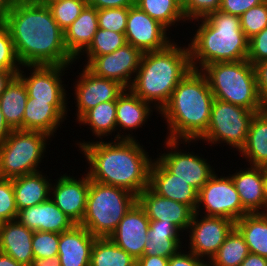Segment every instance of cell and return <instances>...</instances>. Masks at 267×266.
Masks as SVG:
<instances>
[{"label":"cell","mask_w":267,"mask_h":266,"mask_svg":"<svg viewBox=\"0 0 267 266\" xmlns=\"http://www.w3.org/2000/svg\"><path fill=\"white\" fill-rule=\"evenodd\" d=\"M5 23L22 66L76 64L65 47L64 31L48 6L34 2H15Z\"/></svg>","instance_id":"1"},{"label":"cell","mask_w":267,"mask_h":266,"mask_svg":"<svg viewBox=\"0 0 267 266\" xmlns=\"http://www.w3.org/2000/svg\"><path fill=\"white\" fill-rule=\"evenodd\" d=\"M93 139L75 141L89 166L85 171L90 180L127 189L137 196L149 186L154 159L138 139Z\"/></svg>","instance_id":"2"},{"label":"cell","mask_w":267,"mask_h":266,"mask_svg":"<svg viewBox=\"0 0 267 266\" xmlns=\"http://www.w3.org/2000/svg\"><path fill=\"white\" fill-rule=\"evenodd\" d=\"M214 99L206 77L192 69L159 112L166 121L165 139L197 141L208 128Z\"/></svg>","instance_id":"3"},{"label":"cell","mask_w":267,"mask_h":266,"mask_svg":"<svg viewBox=\"0 0 267 266\" xmlns=\"http://www.w3.org/2000/svg\"><path fill=\"white\" fill-rule=\"evenodd\" d=\"M190 23L196 26L192 25L196 30L187 44L193 70L217 62L247 60L249 39L241 29L239 16L218 10Z\"/></svg>","instance_id":"4"},{"label":"cell","mask_w":267,"mask_h":266,"mask_svg":"<svg viewBox=\"0 0 267 266\" xmlns=\"http://www.w3.org/2000/svg\"><path fill=\"white\" fill-rule=\"evenodd\" d=\"M175 40L162 50L143 53L130 89L158 112L169 102L179 82L192 70L188 45Z\"/></svg>","instance_id":"5"},{"label":"cell","mask_w":267,"mask_h":266,"mask_svg":"<svg viewBox=\"0 0 267 266\" xmlns=\"http://www.w3.org/2000/svg\"><path fill=\"white\" fill-rule=\"evenodd\" d=\"M200 72L215 99L255 113L267 108L258 91L255 68L248 60L208 64Z\"/></svg>","instance_id":"6"},{"label":"cell","mask_w":267,"mask_h":266,"mask_svg":"<svg viewBox=\"0 0 267 266\" xmlns=\"http://www.w3.org/2000/svg\"><path fill=\"white\" fill-rule=\"evenodd\" d=\"M136 202L137 195L127 189L90 180L80 226L97 238H109Z\"/></svg>","instance_id":"7"},{"label":"cell","mask_w":267,"mask_h":266,"mask_svg":"<svg viewBox=\"0 0 267 266\" xmlns=\"http://www.w3.org/2000/svg\"><path fill=\"white\" fill-rule=\"evenodd\" d=\"M51 141L40 131L13 130L0 146V177L12 179L40 171Z\"/></svg>","instance_id":"8"},{"label":"cell","mask_w":267,"mask_h":266,"mask_svg":"<svg viewBox=\"0 0 267 266\" xmlns=\"http://www.w3.org/2000/svg\"><path fill=\"white\" fill-rule=\"evenodd\" d=\"M255 115L241 106L214 99L210 122L206 132L197 140L212 146L223 143L229 149L240 150L244 147L250 122Z\"/></svg>","instance_id":"9"},{"label":"cell","mask_w":267,"mask_h":266,"mask_svg":"<svg viewBox=\"0 0 267 266\" xmlns=\"http://www.w3.org/2000/svg\"><path fill=\"white\" fill-rule=\"evenodd\" d=\"M218 175V171L215 172L198 191V203L194 212L236 222L249 213L241 204L231 176Z\"/></svg>","instance_id":"10"},{"label":"cell","mask_w":267,"mask_h":266,"mask_svg":"<svg viewBox=\"0 0 267 266\" xmlns=\"http://www.w3.org/2000/svg\"><path fill=\"white\" fill-rule=\"evenodd\" d=\"M196 144L197 141H179L164 139L163 148L166 149L163 154L160 152L157 159L174 175L184 180L197 191H199L204 184L216 172L213 165H210V160L205 159L201 154L185 151L184 148ZM183 144L182 146H180ZM187 144H189L187 146ZM174 150V151H173ZM159 156V157H158Z\"/></svg>","instance_id":"11"},{"label":"cell","mask_w":267,"mask_h":266,"mask_svg":"<svg viewBox=\"0 0 267 266\" xmlns=\"http://www.w3.org/2000/svg\"><path fill=\"white\" fill-rule=\"evenodd\" d=\"M234 228L232 220L194 212L186 233V238H190L186 239L187 249L208 263Z\"/></svg>","instance_id":"12"},{"label":"cell","mask_w":267,"mask_h":266,"mask_svg":"<svg viewBox=\"0 0 267 266\" xmlns=\"http://www.w3.org/2000/svg\"><path fill=\"white\" fill-rule=\"evenodd\" d=\"M143 52L125 44L110 54L94 57L86 67L96 76L104 77L129 89L140 66Z\"/></svg>","instance_id":"13"},{"label":"cell","mask_w":267,"mask_h":266,"mask_svg":"<svg viewBox=\"0 0 267 266\" xmlns=\"http://www.w3.org/2000/svg\"><path fill=\"white\" fill-rule=\"evenodd\" d=\"M71 67L49 65L21 66L17 75L26 85L29 98L41 101H68L70 97H67L68 91L66 90L67 87H65L67 85L64 83L63 76L65 71L69 70V68L72 69ZM26 73H29V75H26Z\"/></svg>","instance_id":"14"},{"label":"cell","mask_w":267,"mask_h":266,"mask_svg":"<svg viewBox=\"0 0 267 266\" xmlns=\"http://www.w3.org/2000/svg\"><path fill=\"white\" fill-rule=\"evenodd\" d=\"M169 33L170 30L138 6L128 7L127 26L124 33L127 44L140 49L143 53L162 50L174 41L170 39Z\"/></svg>","instance_id":"15"},{"label":"cell","mask_w":267,"mask_h":266,"mask_svg":"<svg viewBox=\"0 0 267 266\" xmlns=\"http://www.w3.org/2000/svg\"><path fill=\"white\" fill-rule=\"evenodd\" d=\"M82 71L73 83L74 87V103L76 104V119L77 121L91 108L96 107L102 102L117 100L118 96L125 88L116 81L99 77L93 74L86 66H83Z\"/></svg>","instance_id":"16"},{"label":"cell","mask_w":267,"mask_h":266,"mask_svg":"<svg viewBox=\"0 0 267 266\" xmlns=\"http://www.w3.org/2000/svg\"><path fill=\"white\" fill-rule=\"evenodd\" d=\"M60 175L51 183L50 198L76 225H80L86 209L89 175L86 171L79 178L73 173Z\"/></svg>","instance_id":"17"},{"label":"cell","mask_w":267,"mask_h":266,"mask_svg":"<svg viewBox=\"0 0 267 266\" xmlns=\"http://www.w3.org/2000/svg\"><path fill=\"white\" fill-rule=\"evenodd\" d=\"M149 222L145 210L136 202L109 239L137 260L144 254Z\"/></svg>","instance_id":"18"},{"label":"cell","mask_w":267,"mask_h":266,"mask_svg":"<svg viewBox=\"0 0 267 266\" xmlns=\"http://www.w3.org/2000/svg\"><path fill=\"white\" fill-rule=\"evenodd\" d=\"M153 111L159 114L149 102L140 99L130 88L125 89L116 100V124L118 132L113 136L114 140L137 139L135 138L137 136L133 134L137 129L142 128V126L148 123L147 121L153 115Z\"/></svg>","instance_id":"19"},{"label":"cell","mask_w":267,"mask_h":266,"mask_svg":"<svg viewBox=\"0 0 267 266\" xmlns=\"http://www.w3.org/2000/svg\"><path fill=\"white\" fill-rule=\"evenodd\" d=\"M137 202L150 221L172 223L184 234L188 231L194 211L187 205L159 196L149 186L138 196Z\"/></svg>","instance_id":"20"},{"label":"cell","mask_w":267,"mask_h":266,"mask_svg":"<svg viewBox=\"0 0 267 266\" xmlns=\"http://www.w3.org/2000/svg\"><path fill=\"white\" fill-rule=\"evenodd\" d=\"M67 102L41 101L28 97L23 115V130L40 131L55 137L58 127H61L69 115Z\"/></svg>","instance_id":"21"},{"label":"cell","mask_w":267,"mask_h":266,"mask_svg":"<svg viewBox=\"0 0 267 266\" xmlns=\"http://www.w3.org/2000/svg\"><path fill=\"white\" fill-rule=\"evenodd\" d=\"M149 187L159 196L183 203L195 211L198 191L172 174L157 158L150 168Z\"/></svg>","instance_id":"22"},{"label":"cell","mask_w":267,"mask_h":266,"mask_svg":"<svg viewBox=\"0 0 267 266\" xmlns=\"http://www.w3.org/2000/svg\"><path fill=\"white\" fill-rule=\"evenodd\" d=\"M16 220L32 231L53 233L69 231L76 225L51 198L38 205L19 210Z\"/></svg>","instance_id":"23"},{"label":"cell","mask_w":267,"mask_h":266,"mask_svg":"<svg viewBox=\"0 0 267 266\" xmlns=\"http://www.w3.org/2000/svg\"><path fill=\"white\" fill-rule=\"evenodd\" d=\"M247 166L244 169L239 167L235 173L229 175L239 193L243 208L249 214L265 213L264 168Z\"/></svg>","instance_id":"24"},{"label":"cell","mask_w":267,"mask_h":266,"mask_svg":"<svg viewBox=\"0 0 267 266\" xmlns=\"http://www.w3.org/2000/svg\"><path fill=\"white\" fill-rule=\"evenodd\" d=\"M96 238L80 225L60 233V266H90L91 250Z\"/></svg>","instance_id":"25"},{"label":"cell","mask_w":267,"mask_h":266,"mask_svg":"<svg viewBox=\"0 0 267 266\" xmlns=\"http://www.w3.org/2000/svg\"><path fill=\"white\" fill-rule=\"evenodd\" d=\"M33 233L34 231L16 219L4 222L0 236V252L11 256L22 265L31 266L34 259Z\"/></svg>","instance_id":"26"},{"label":"cell","mask_w":267,"mask_h":266,"mask_svg":"<svg viewBox=\"0 0 267 266\" xmlns=\"http://www.w3.org/2000/svg\"><path fill=\"white\" fill-rule=\"evenodd\" d=\"M183 235L184 233L172 223H165L160 220L150 221L147 232L148 240L145 243L143 256L170 258L181 248H184V242L181 240L186 238L182 237Z\"/></svg>","instance_id":"27"},{"label":"cell","mask_w":267,"mask_h":266,"mask_svg":"<svg viewBox=\"0 0 267 266\" xmlns=\"http://www.w3.org/2000/svg\"><path fill=\"white\" fill-rule=\"evenodd\" d=\"M98 28L97 9L87 5L78 18L65 29V47L75 60L89 47Z\"/></svg>","instance_id":"28"},{"label":"cell","mask_w":267,"mask_h":266,"mask_svg":"<svg viewBox=\"0 0 267 266\" xmlns=\"http://www.w3.org/2000/svg\"><path fill=\"white\" fill-rule=\"evenodd\" d=\"M42 170L41 168L38 172L12 178L18 211L43 203L50 198L52 179H49Z\"/></svg>","instance_id":"29"},{"label":"cell","mask_w":267,"mask_h":266,"mask_svg":"<svg viewBox=\"0 0 267 266\" xmlns=\"http://www.w3.org/2000/svg\"><path fill=\"white\" fill-rule=\"evenodd\" d=\"M239 153L246 159V165L248 162L251 166L267 167V108L253 116L246 143Z\"/></svg>","instance_id":"30"},{"label":"cell","mask_w":267,"mask_h":266,"mask_svg":"<svg viewBox=\"0 0 267 266\" xmlns=\"http://www.w3.org/2000/svg\"><path fill=\"white\" fill-rule=\"evenodd\" d=\"M28 99L26 85L16 75L0 95V107L7 124L13 130H23V115Z\"/></svg>","instance_id":"31"},{"label":"cell","mask_w":267,"mask_h":266,"mask_svg":"<svg viewBox=\"0 0 267 266\" xmlns=\"http://www.w3.org/2000/svg\"><path fill=\"white\" fill-rule=\"evenodd\" d=\"M79 126L85 125L99 140L109 139L108 136L117 133L116 124V100L102 102L88 110L78 121ZM114 133V134H112Z\"/></svg>","instance_id":"32"},{"label":"cell","mask_w":267,"mask_h":266,"mask_svg":"<svg viewBox=\"0 0 267 266\" xmlns=\"http://www.w3.org/2000/svg\"><path fill=\"white\" fill-rule=\"evenodd\" d=\"M249 252L267 258V213L244 215L235 222Z\"/></svg>","instance_id":"33"},{"label":"cell","mask_w":267,"mask_h":266,"mask_svg":"<svg viewBox=\"0 0 267 266\" xmlns=\"http://www.w3.org/2000/svg\"><path fill=\"white\" fill-rule=\"evenodd\" d=\"M137 260L118 247L109 238H96L90 258V266H136Z\"/></svg>","instance_id":"34"},{"label":"cell","mask_w":267,"mask_h":266,"mask_svg":"<svg viewBox=\"0 0 267 266\" xmlns=\"http://www.w3.org/2000/svg\"><path fill=\"white\" fill-rule=\"evenodd\" d=\"M136 6L168 30L180 23H187L182 6L175 0H136Z\"/></svg>","instance_id":"35"},{"label":"cell","mask_w":267,"mask_h":266,"mask_svg":"<svg viewBox=\"0 0 267 266\" xmlns=\"http://www.w3.org/2000/svg\"><path fill=\"white\" fill-rule=\"evenodd\" d=\"M249 253L244 237L234 228L207 266H239Z\"/></svg>","instance_id":"36"},{"label":"cell","mask_w":267,"mask_h":266,"mask_svg":"<svg viewBox=\"0 0 267 266\" xmlns=\"http://www.w3.org/2000/svg\"><path fill=\"white\" fill-rule=\"evenodd\" d=\"M125 44L127 42L124 33L98 28L89 47L76 59V64L84 57L86 66L94 57L110 54Z\"/></svg>","instance_id":"37"},{"label":"cell","mask_w":267,"mask_h":266,"mask_svg":"<svg viewBox=\"0 0 267 266\" xmlns=\"http://www.w3.org/2000/svg\"><path fill=\"white\" fill-rule=\"evenodd\" d=\"M88 5L87 0H59L48 5L53 18L65 31Z\"/></svg>","instance_id":"38"},{"label":"cell","mask_w":267,"mask_h":266,"mask_svg":"<svg viewBox=\"0 0 267 266\" xmlns=\"http://www.w3.org/2000/svg\"><path fill=\"white\" fill-rule=\"evenodd\" d=\"M241 29L248 39L267 27V0L240 16Z\"/></svg>","instance_id":"39"},{"label":"cell","mask_w":267,"mask_h":266,"mask_svg":"<svg viewBox=\"0 0 267 266\" xmlns=\"http://www.w3.org/2000/svg\"><path fill=\"white\" fill-rule=\"evenodd\" d=\"M60 233L34 231L32 249L34 258L58 257Z\"/></svg>","instance_id":"40"},{"label":"cell","mask_w":267,"mask_h":266,"mask_svg":"<svg viewBox=\"0 0 267 266\" xmlns=\"http://www.w3.org/2000/svg\"><path fill=\"white\" fill-rule=\"evenodd\" d=\"M21 66L9 28L5 22H2L0 23V70L19 71Z\"/></svg>","instance_id":"41"},{"label":"cell","mask_w":267,"mask_h":266,"mask_svg":"<svg viewBox=\"0 0 267 266\" xmlns=\"http://www.w3.org/2000/svg\"><path fill=\"white\" fill-rule=\"evenodd\" d=\"M98 27L117 33H125L128 18V7L97 10Z\"/></svg>","instance_id":"42"},{"label":"cell","mask_w":267,"mask_h":266,"mask_svg":"<svg viewBox=\"0 0 267 266\" xmlns=\"http://www.w3.org/2000/svg\"><path fill=\"white\" fill-rule=\"evenodd\" d=\"M17 215L12 179L0 177V219L3 222L11 221L15 220Z\"/></svg>","instance_id":"43"},{"label":"cell","mask_w":267,"mask_h":266,"mask_svg":"<svg viewBox=\"0 0 267 266\" xmlns=\"http://www.w3.org/2000/svg\"><path fill=\"white\" fill-rule=\"evenodd\" d=\"M221 0H186L182 7L187 23L205 18L220 9Z\"/></svg>","instance_id":"44"},{"label":"cell","mask_w":267,"mask_h":266,"mask_svg":"<svg viewBox=\"0 0 267 266\" xmlns=\"http://www.w3.org/2000/svg\"><path fill=\"white\" fill-rule=\"evenodd\" d=\"M247 60L253 66L267 60V27L249 39Z\"/></svg>","instance_id":"45"},{"label":"cell","mask_w":267,"mask_h":266,"mask_svg":"<svg viewBox=\"0 0 267 266\" xmlns=\"http://www.w3.org/2000/svg\"><path fill=\"white\" fill-rule=\"evenodd\" d=\"M265 0H221L220 11L241 16L250 8L263 3Z\"/></svg>","instance_id":"46"},{"label":"cell","mask_w":267,"mask_h":266,"mask_svg":"<svg viewBox=\"0 0 267 266\" xmlns=\"http://www.w3.org/2000/svg\"><path fill=\"white\" fill-rule=\"evenodd\" d=\"M185 241V250L181 248L176 254L169 258V266H207V263L193 254L190 250L187 251V241Z\"/></svg>","instance_id":"47"},{"label":"cell","mask_w":267,"mask_h":266,"mask_svg":"<svg viewBox=\"0 0 267 266\" xmlns=\"http://www.w3.org/2000/svg\"><path fill=\"white\" fill-rule=\"evenodd\" d=\"M254 68L260 97L267 105V60L255 64Z\"/></svg>","instance_id":"48"},{"label":"cell","mask_w":267,"mask_h":266,"mask_svg":"<svg viewBox=\"0 0 267 266\" xmlns=\"http://www.w3.org/2000/svg\"><path fill=\"white\" fill-rule=\"evenodd\" d=\"M89 6L99 9L123 8L136 5V0H87Z\"/></svg>","instance_id":"49"},{"label":"cell","mask_w":267,"mask_h":266,"mask_svg":"<svg viewBox=\"0 0 267 266\" xmlns=\"http://www.w3.org/2000/svg\"><path fill=\"white\" fill-rule=\"evenodd\" d=\"M136 266H169V258L163 256H142Z\"/></svg>","instance_id":"50"},{"label":"cell","mask_w":267,"mask_h":266,"mask_svg":"<svg viewBox=\"0 0 267 266\" xmlns=\"http://www.w3.org/2000/svg\"><path fill=\"white\" fill-rule=\"evenodd\" d=\"M239 266H267V258L249 253Z\"/></svg>","instance_id":"51"},{"label":"cell","mask_w":267,"mask_h":266,"mask_svg":"<svg viewBox=\"0 0 267 266\" xmlns=\"http://www.w3.org/2000/svg\"><path fill=\"white\" fill-rule=\"evenodd\" d=\"M19 71L0 70V95Z\"/></svg>","instance_id":"52"},{"label":"cell","mask_w":267,"mask_h":266,"mask_svg":"<svg viewBox=\"0 0 267 266\" xmlns=\"http://www.w3.org/2000/svg\"><path fill=\"white\" fill-rule=\"evenodd\" d=\"M13 129L7 124L0 107V146L8 138Z\"/></svg>","instance_id":"53"},{"label":"cell","mask_w":267,"mask_h":266,"mask_svg":"<svg viewBox=\"0 0 267 266\" xmlns=\"http://www.w3.org/2000/svg\"><path fill=\"white\" fill-rule=\"evenodd\" d=\"M31 266H60L59 257L34 258Z\"/></svg>","instance_id":"54"},{"label":"cell","mask_w":267,"mask_h":266,"mask_svg":"<svg viewBox=\"0 0 267 266\" xmlns=\"http://www.w3.org/2000/svg\"><path fill=\"white\" fill-rule=\"evenodd\" d=\"M12 4L13 2L11 0H0V23L6 21Z\"/></svg>","instance_id":"55"},{"label":"cell","mask_w":267,"mask_h":266,"mask_svg":"<svg viewBox=\"0 0 267 266\" xmlns=\"http://www.w3.org/2000/svg\"><path fill=\"white\" fill-rule=\"evenodd\" d=\"M0 266H25L16 262L11 256L0 252Z\"/></svg>","instance_id":"56"},{"label":"cell","mask_w":267,"mask_h":266,"mask_svg":"<svg viewBox=\"0 0 267 266\" xmlns=\"http://www.w3.org/2000/svg\"><path fill=\"white\" fill-rule=\"evenodd\" d=\"M264 179H265V213H267V167L264 168Z\"/></svg>","instance_id":"57"},{"label":"cell","mask_w":267,"mask_h":266,"mask_svg":"<svg viewBox=\"0 0 267 266\" xmlns=\"http://www.w3.org/2000/svg\"><path fill=\"white\" fill-rule=\"evenodd\" d=\"M59 1V0H34V3L40 4V5H45L48 6L49 4Z\"/></svg>","instance_id":"58"},{"label":"cell","mask_w":267,"mask_h":266,"mask_svg":"<svg viewBox=\"0 0 267 266\" xmlns=\"http://www.w3.org/2000/svg\"><path fill=\"white\" fill-rule=\"evenodd\" d=\"M13 3L15 2H34V0H11Z\"/></svg>","instance_id":"59"},{"label":"cell","mask_w":267,"mask_h":266,"mask_svg":"<svg viewBox=\"0 0 267 266\" xmlns=\"http://www.w3.org/2000/svg\"><path fill=\"white\" fill-rule=\"evenodd\" d=\"M177 1L182 7L184 6L186 0H175Z\"/></svg>","instance_id":"60"},{"label":"cell","mask_w":267,"mask_h":266,"mask_svg":"<svg viewBox=\"0 0 267 266\" xmlns=\"http://www.w3.org/2000/svg\"><path fill=\"white\" fill-rule=\"evenodd\" d=\"M3 221L0 219V236H1V229H2V225H3Z\"/></svg>","instance_id":"61"}]
</instances>
